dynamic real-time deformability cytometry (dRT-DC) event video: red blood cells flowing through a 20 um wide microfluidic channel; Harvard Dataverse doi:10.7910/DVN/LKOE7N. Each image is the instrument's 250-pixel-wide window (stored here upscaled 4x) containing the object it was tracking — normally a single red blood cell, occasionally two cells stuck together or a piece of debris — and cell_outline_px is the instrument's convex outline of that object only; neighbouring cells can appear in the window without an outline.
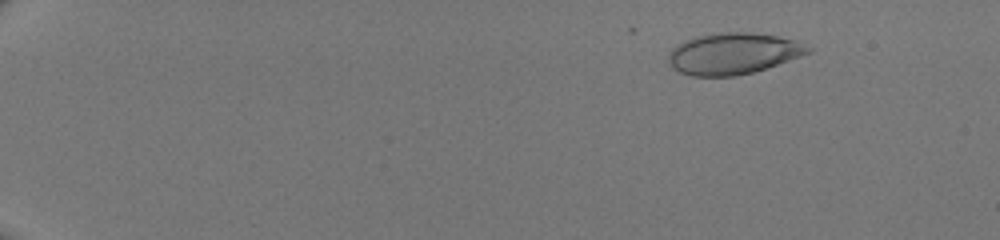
{"species": "human", "species_latin": "Homo sapiens", "temperature_condition": "room temperature", "stored_images_in_passage": 51, "camera_frame_rate_fps": 3000, "um_per_image_px": 0.085, "donor": {"sex": "male"}, "frame": {"image": 1, "passage_image": 8, "time_ms": 2.333, "image_size_px": [1000, 240], "cell_outline_px": [[816, 48], [812, 52], [752, 72], [736, 76], [692, 76], [680, 72], [672, 68], [668, 64], [668, 52], [676, 44], [684, 40], [700, 36], [720, 32], [752, 32], [776, 36], [796, 40]], "centroid_in_image_um": [62.31, 4.55], "position_along_channel_um": 22.7, "area_um2": 33.76}}
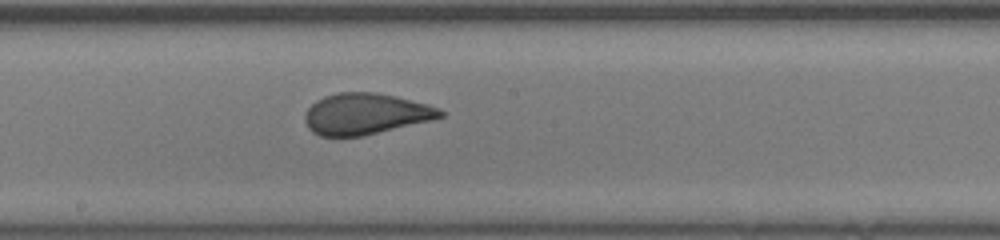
{"frame": {"image": 2, "passage_image": 32, "time_ms": 10.333, "image_size_px": [1000, 240], "cell_outline_px": [[444, 116], [432, 120], [364, 136], [320, 136], [312, 132], [308, 128], [304, 120], [304, 116], [308, 108], [316, 100], [324, 96], [336, 92], [376, 92], [396, 96], [428, 104], [440, 108], [444, 112]], "centroid_in_image_um": [31.07, 9.68], "position_along_channel_um": 217.1, "area_um2": 32.71}}
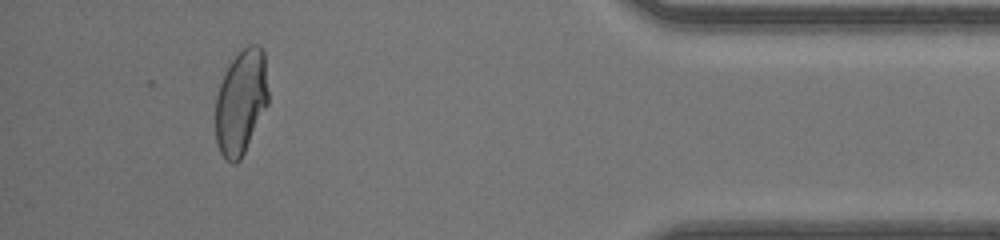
{"frame": {"image": 3, "passage_image": 48, "time_ms": 15.667, "image_size_px": [1000, 240], "cell_outline_px": [[268, 104], [240, 160], [236, 164], [232, 164], [224, 160], [220, 152], [216, 140], [216, 96], [224, 72], [228, 64], [236, 52], [248, 44], [256, 44], [264, 52], [268, 92]], "centroid_in_image_um": [20.47, 8.65], "position_along_channel_um": 414.7, "area_um2": 32.48}}